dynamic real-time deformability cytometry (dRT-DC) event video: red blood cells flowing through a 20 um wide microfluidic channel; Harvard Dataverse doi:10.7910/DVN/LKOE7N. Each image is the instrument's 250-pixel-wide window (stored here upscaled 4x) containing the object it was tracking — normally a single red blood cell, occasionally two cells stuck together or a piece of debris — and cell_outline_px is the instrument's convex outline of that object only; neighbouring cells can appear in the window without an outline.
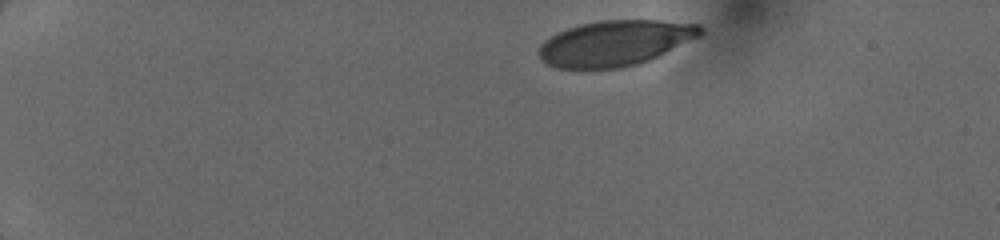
{"species": "human", "species_latin": "Homo sapiens", "temperature_condition": "cold", "stored_images_in_passage": 11, "camera_frame_rate_fps": 3000, "um_per_image_px": 0.085, "donor": {"sex": "female"}, "frame": {"image": 1, "passage_image": 1, "time_ms": 0.0, "image_size_px": [1000, 240], "cell_outline_px": [[704, 32], [700, 36], [640, 64], [624, 68], [556, 68], [548, 64], [536, 52], [540, 44], [544, 40], [556, 32], [580, 24], [600, 20], [660, 20], [700, 24], [704, 28]], "centroid_in_image_um": [52.28, 3.65], "position_along_channel_um": 32.7, "area_um2": 43.0}}
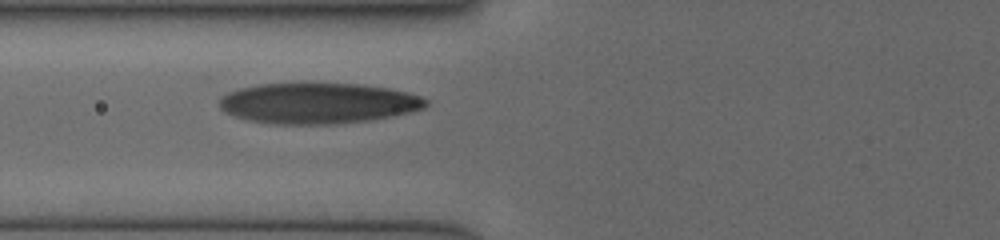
{"frame": {"image": 2, "passage_image": 7, "time_ms": 4.0, "image_size_px": [1000, 240], "cell_outline_px": [[428, 104], [424, 108], [392, 116], [368, 120], [340, 124], [276, 124], [248, 120], [224, 112], [220, 108], [220, 96], [228, 92], [240, 88], [256, 84], [292, 80], [304, 80], [360, 84], [388, 88], [408, 92], [420, 96], [428, 100]], "centroid_in_image_um": [26.99, 8.72], "position_along_channel_um": 98.8, "area_um2": 50.58}}
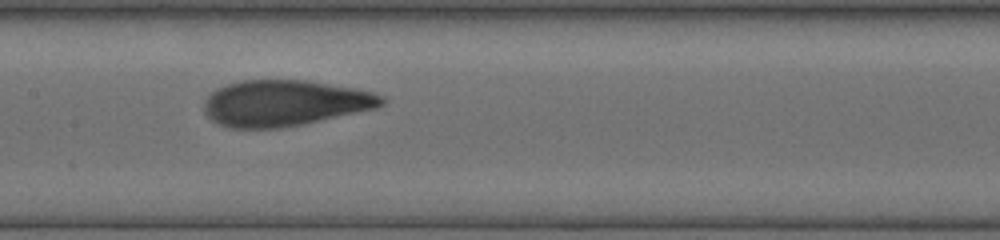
{"frame": {"image": 3, "passage_image": 10, "time_ms": 6.0, "image_size_px": [1000, 240], "cell_outline_px": [[388, 100], [384, 104], [376, 108], [304, 124], [280, 128], [228, 128], [212, 120], [204, 112], [204, 104], [208, 96], [216, 88], [240, 80], [308, 80], [356, 88], [372, 92], [384, 96]], "centroid_in_image_um": [24.22, 8.76], "position_along_channel_um": 183.2, "area_um2": 47.8}}